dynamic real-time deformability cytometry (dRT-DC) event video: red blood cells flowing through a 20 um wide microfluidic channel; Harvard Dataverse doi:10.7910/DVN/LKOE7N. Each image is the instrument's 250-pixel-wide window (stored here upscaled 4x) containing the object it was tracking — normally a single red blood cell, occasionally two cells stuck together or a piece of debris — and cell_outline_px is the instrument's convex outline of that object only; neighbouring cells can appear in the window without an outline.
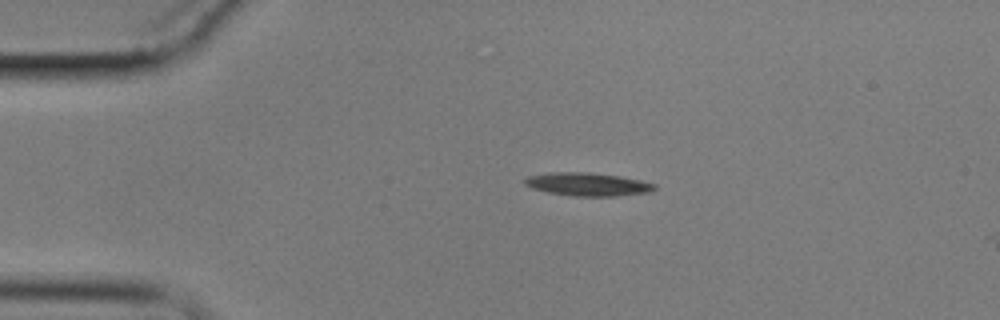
{"species": "common noctule bat (a hibernating species)", "species_latin": "Nyctalus noctula", "temperature_condition": "cold", "stored_images_in_passage": 14, "camera_frame_rate_fps": 3000, "um_per_image_px": 0.085, "animal": {"sex": "male", "body_mass_g": 17.9}, "frame": {"image": 1, "passage_image": 2, "time_ms": 2.0, "image_size_px": [1000, 320], "cell_outline_px": [[656, 188], [652, 192], [616, 196], [576, 196], [548, 192], [532, 188], [524, 184], [524, 180], [528, 176], [548, 172], [588, 172], [620, 176], [640, 180], [656, 184]], "centroid_in_image_um": [49.97, 15.66], "position_along_channel_um": 35.0, "area_um2": 17.57}}
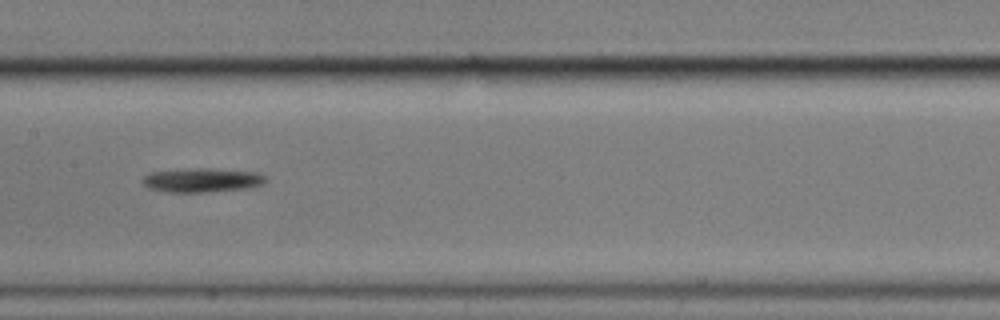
{"frame": {"image": 2, "passage_image": 7, "time_ms": 8.0, "image_size_px": [1000, 320], "cell_outline_px": [[268, 180], [264, 184], [248, 188], [200, 192], [168, 192], [148, 188], [140, 180], [144, 176], [152, 172], [200, 168], [208, 168], [256, 172], [264, 176]], "centroid_in_image_um": [17.18, 15.31], "position_along_channel_um": 190.2, "area_um2": 17.11}}
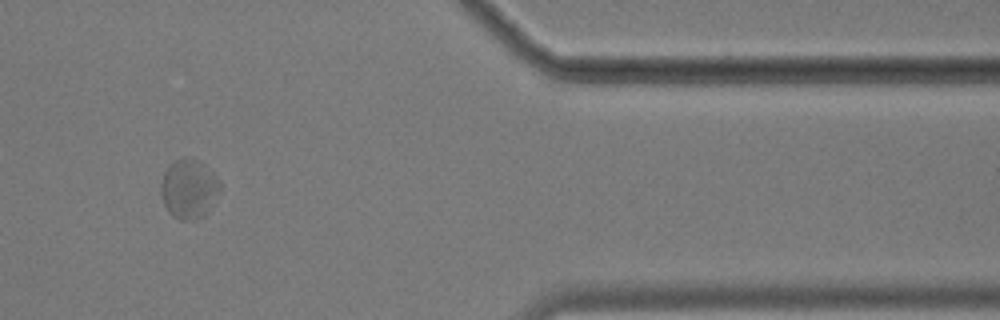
{"frame": {"image": 3, "passage_image": 12, "time_ms": 15.0, "image_size_px": [1000, 320], "cell_outline_px": [[220, 192], [204, 216], [196, 220], [180, 220], [172, 216], [168, 212], [160, 196], [160, 184], [164, 172], [172, 160], [184, 156], [196, 160], [204, 164], [220, 184]], "centroid_in_image_um": [16.01, 16.06], "position_along_channel_um": 395.4, "area_um2": 20.58}}